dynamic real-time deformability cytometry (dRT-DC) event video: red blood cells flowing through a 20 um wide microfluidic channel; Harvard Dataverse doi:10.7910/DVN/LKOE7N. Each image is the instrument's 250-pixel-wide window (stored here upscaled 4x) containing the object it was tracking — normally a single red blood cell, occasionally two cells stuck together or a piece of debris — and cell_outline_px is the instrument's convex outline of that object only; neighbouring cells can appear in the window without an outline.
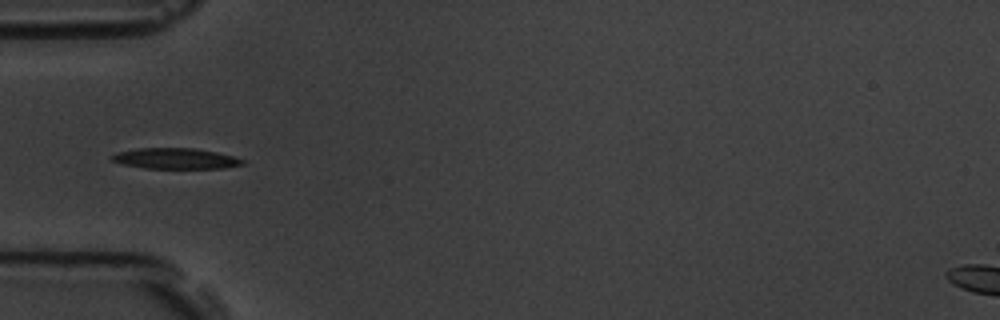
{"species": "common noctule bat (a hibernating species)", "species_latin": "Nyctalus noctula", "temperature_condition": "room temperature", "stored_images_in_passage": 9, "camera_frame_rate_fps": 3000, "um_per_image_px": 0.085, "animal": {"sex": "male", "body_mass_g": 19.5, "forearm_length_mm": 54.6}, "frame": {"image": 1, "passage_image": 6, "time_ms": 6.0, "image_size_px": [1000, 320], "cell_outline_px": [[244, 164], [224, 168], [144, 168], [120, 164], [112, 160], [108, 156], [120, 152], [136, 148], [196, 148], [216, 152], [232, 156], [244, 160]], "centroid_in_image_um": [14.88, 13.47], "position_along_channel_um": 70.1, "area_um2": 15.78}}
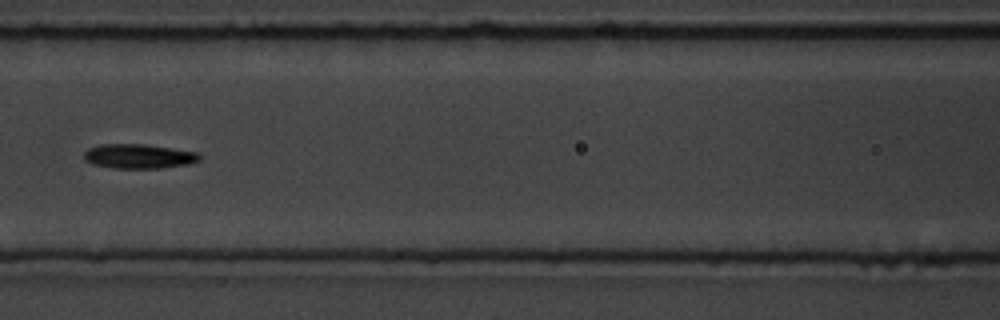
{"frame": {"image": 2, "passage_image": 8, "time_ms": 8.333, "image_size_px": [1000, 320], "cell_outline_px": [[204, 156], [200, 160], [188, 164], [160, 168], [112, 168], [92, 164], [84, 160], [84, 152], [88, 148], [100, 144], [144, 144], [172, 148], [196, 152]], "centroid_in_image_um": [11.79, 13.28], "position_along_channel_um": 154.8, "area_um2": 16.59}}
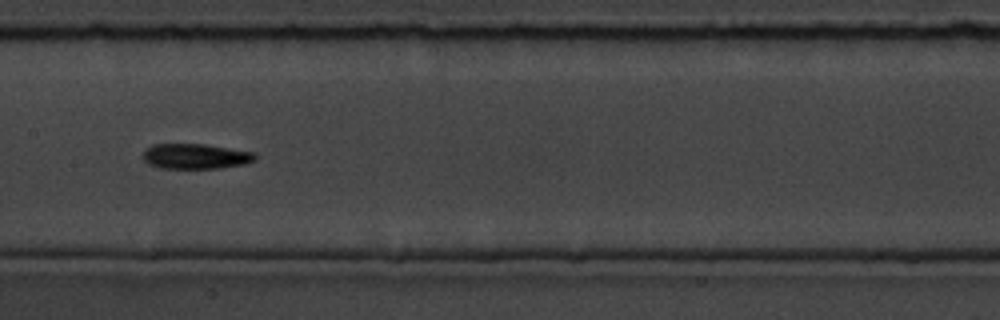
{"frame": {"image": 3, "passage_image": 9, "time_ms": 9.333, "image_size_px": [1000, 320], "cell_outline_px": [[256, 160], [244, 164], [220, 168], [160, 168], [148, 164], [140, 156], [144, 148], [152, 144], [204, 144], [256, 152]], "centroid_in_image_um": [16.58, 13.28], "position_along_channel_um": 190.8, "area_um2": 16.76}}